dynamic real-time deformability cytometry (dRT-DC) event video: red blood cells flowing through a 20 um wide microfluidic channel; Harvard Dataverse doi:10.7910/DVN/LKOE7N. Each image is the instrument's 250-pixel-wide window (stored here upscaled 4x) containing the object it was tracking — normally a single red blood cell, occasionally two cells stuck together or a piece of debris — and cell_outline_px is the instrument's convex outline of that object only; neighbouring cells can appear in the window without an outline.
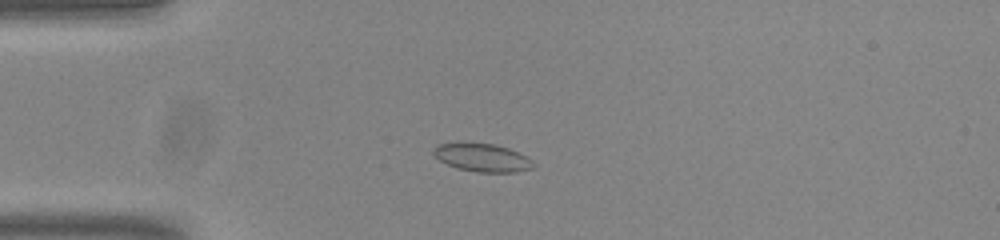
{"species": "common noctule bat (a hibernating species)", "species_latin": "Nyctalus noctula", "temperature_condition": "room temperature", "stored_images_in_passage": 51, "camera_frame_rate_fps": 3000, "um_per_image_px": 0.085, "animal": {"sex": "male", "body_mass_g": 20.0, "forearm_length_mm": 53.3}, "frame": {"image": 1, "passage_image": 11, "time_ms": 3.333, "image_size_px": [1000, 240], "cell_outline_px": [[536, 164], [532, 168], [516, 172], [476, 172], [456, 168], [440, 160], [432, 152], [436, 144], [492, 144], [508, 148], [528, 156]], "centroid_in_image_um": [41.05, 13.42], "position_along_channel_um": 44.0, "area_um2": 16.07}}
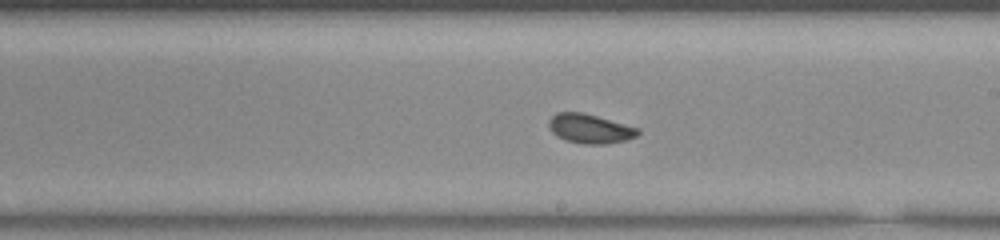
{"frame": {"image": 2, "passage_image": 28, "time_ms": 9.0, "image_size_px": [1000, 240], "cell_outline_px": [[640, 132], [636, 136], [624, 140], [608, 144], [584, 144], [564, 140], [556, 136], [552, 132], [548, 124], [548, 120], [556, 112], [584, 112], [640, 128]], "centroid_in_image_um": [50.13, 10.93], "position_along_channel_um": 238.9, "area_um2": 15.37}}
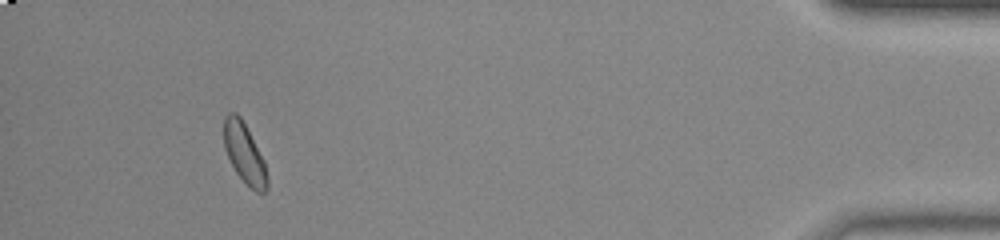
{"frame": {"image": 3, "passage_image": 47, "time_ms": 15.333, "image_size_px": [1000, 240], "cell_outline_px": [[268, 188], [264, 192], [256, 192], [236, 172], [224, 148], [224, 116], [228, 112], [236, 112], [240, 116], [264, 160], [268, 176]], "centroid_in_image_um": [20.78, 13.01], "position_along_channel_um": 414.4, "area_um2": 14.91}, "authors_computed_cell_mechanics": {"area_um2": 15.606, "velocity_mm_per_s": 3.8248, "shape_relaxation_time_tau1_ms": 6.0436, "shape_relaxation_time_tau2_ms": 1.0174, "deformation_change_tau1": 0.0891, "deformation_change_tau2": 0.0574}}